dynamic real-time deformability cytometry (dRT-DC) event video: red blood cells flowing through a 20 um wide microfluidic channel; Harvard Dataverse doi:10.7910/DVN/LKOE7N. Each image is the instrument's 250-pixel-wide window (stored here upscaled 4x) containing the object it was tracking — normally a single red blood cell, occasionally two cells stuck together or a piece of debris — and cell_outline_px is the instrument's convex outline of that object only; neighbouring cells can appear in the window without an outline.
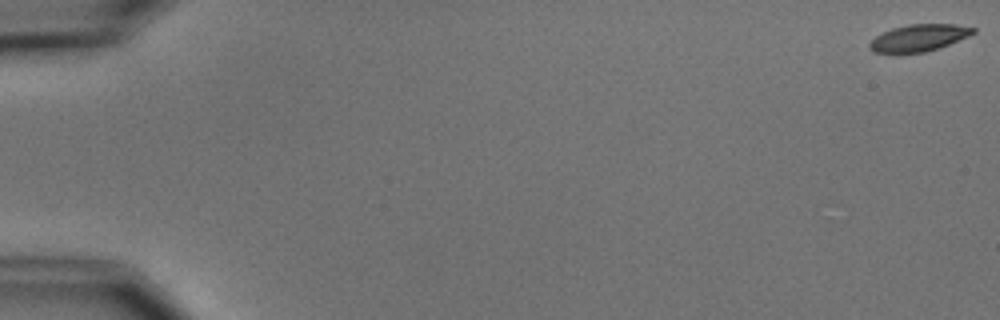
{"species": "common noctule bat (a hibernating species)", "species_latin": "Nyctalus noctula", "temperature_condition": "cold", "stored_images_in_passage": 5, "camera_frame_rate_fps": 3000, "um_per_image_px": 0.085, "animal": {"sex": "male", "body_mass_g": 15.6}, "frame": {"image": 1, "passage_image": 1, "time_ms": 0.0, "image_size_px": [1000, 320], "cell_outline_px": [[976, 32], [968, 36], [948, 44], [924, 52], [900, 56], [892, 56], [872, 52], [868, 48], [868, 44], [876, 36], [892, 28], [908, 24], [956, 24], [976, 28]], "centroid_in_image_um": [78.0, 3.27], "position_along_channel_um": 7.0, "area_um2": 16.82}}